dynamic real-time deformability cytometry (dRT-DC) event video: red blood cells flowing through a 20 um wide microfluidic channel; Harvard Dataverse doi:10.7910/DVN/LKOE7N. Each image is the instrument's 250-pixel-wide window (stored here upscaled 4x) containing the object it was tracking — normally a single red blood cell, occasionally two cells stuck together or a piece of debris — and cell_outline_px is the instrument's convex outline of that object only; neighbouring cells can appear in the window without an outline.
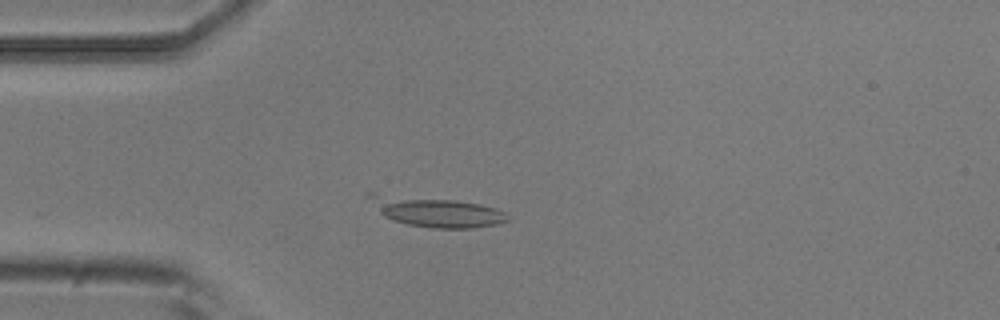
{"species": "common noctule bat (a hibernating species)", "species_latin": "Nyctalus noctula", "temperature_condition": "room temperature", "stored_images_in_passage": 4, "camera_frame_rate_fps": 3000, "um_per_image_px": 0.085, "animal": {"sex": "male", "body_mass_g": 20.5, "forearm_length_mm": 52.5}, "frame": {"image": 1, "passage_image": 4, "time_ms": 1.0, "image_size_px": [1000, 320], "cell_outline_px": [[508, 220], [496, 224], [472, 228], [432, 228], [408, 224], [384, 216], [364, 196], [368, 192], [376, 192], [456, 200], [480, 204], [496, 208], [504, 212], [508, 216]], "centroid_in_image_um": [36.99, 17.96], "position_along_channel_um": 48.0, "area_um2": 24.28}}